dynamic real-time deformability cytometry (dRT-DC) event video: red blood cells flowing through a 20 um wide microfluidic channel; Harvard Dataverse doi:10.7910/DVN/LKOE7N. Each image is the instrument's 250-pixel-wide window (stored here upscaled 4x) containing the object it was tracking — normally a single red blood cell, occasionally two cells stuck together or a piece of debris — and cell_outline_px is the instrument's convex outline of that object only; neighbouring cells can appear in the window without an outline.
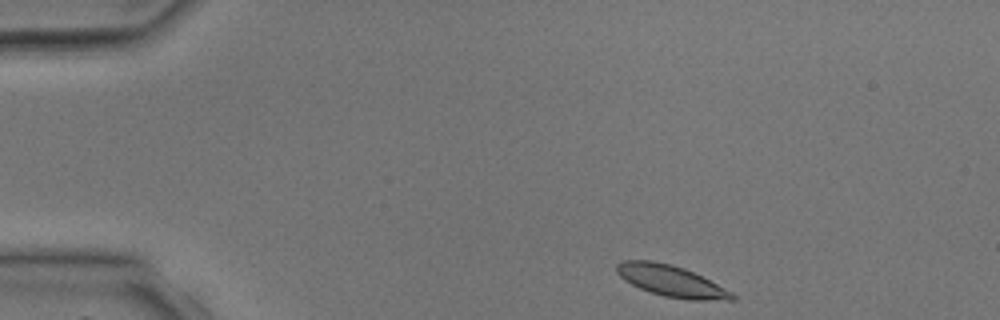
{"species": "common noctule bat (a hibernating species)", "species_latin": "Nyctalus noctula", "temperature_condition": "room temperature", "stored_images_in_passage": 2, "camera_frame_rate_fps": 3000, "um_per_image_px": 0.085, "animal": {"sex": "male", "body_mass_g": 17.9, "forearm_length_mm": 54.2}, "frame": {"image": 1, "passage_image": 1, "time_ms": 0.0, "image_size_px": [1000, 320], "cell_outline_px": [[736, 300], [688, 300], [664, 296], [640, 288], [624, 280], [616, 272], [616, 264], [624, 260], [652, 260], [672, 264], [684, 268], [732, 292], [736, 296]], "centroid_in_image_um": [57.03, 23.88], "position_along_channel_um": 28.0, "area_um2": 20.87}}